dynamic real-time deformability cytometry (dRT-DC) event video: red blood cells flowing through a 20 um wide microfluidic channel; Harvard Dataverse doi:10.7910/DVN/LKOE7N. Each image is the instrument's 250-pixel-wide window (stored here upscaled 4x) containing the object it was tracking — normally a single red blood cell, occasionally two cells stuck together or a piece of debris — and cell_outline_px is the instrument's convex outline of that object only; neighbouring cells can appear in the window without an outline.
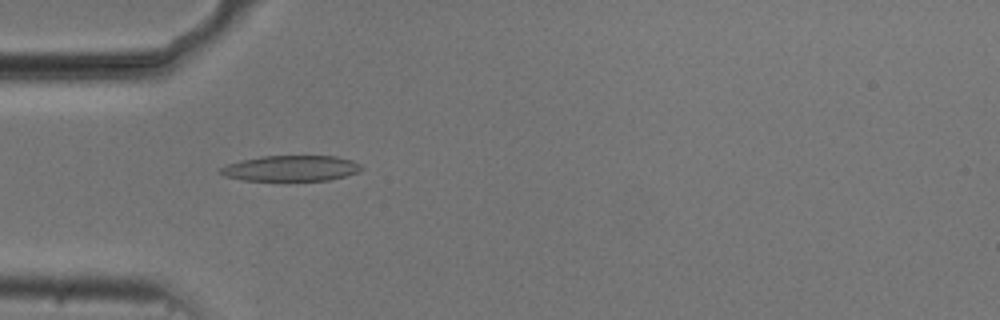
{"species": "common noctule bat (a hibernating species)", "species_latin": "Nyctalus noctula", "temperature_condition": "cold", "stored_images_in_passage": 53, "camera_frame_rate_fps": 3000, "um_per_image_px": 0.085, "animal": {"sex": "male", "body_mass_g": 20.5, "forearm_length_mm": 52.5}, "frame": {"image": 1, "passage_image": 16, "time_ms": 5.0, "image_size_px": [1000, 320], "cell_outline_px": [[364, 168], [356, 172], [344, 176], [328, 180], [244, 180], [224, 176], [216, 172], [220, 168], [228, 164], [240, 160], [260, 156], [336, 156], [352, 160], [360, 164]], "centroid_in_image_um": [24.69, 14.3], "position_along_channel_um": 60.3, "area_um2": 21.04}}
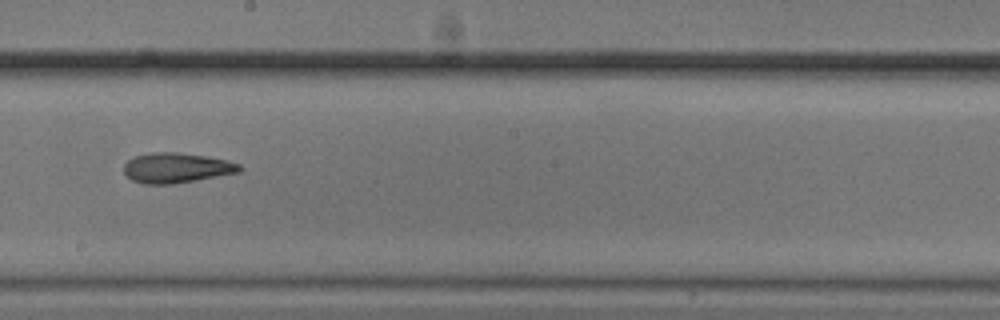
{"frame": {"image": 2, "passage_image": 30, "time_ms": 9.667, "image_size_px": [1000, 320], "cell_outline_px": [[244, 168], [240, 172], [196, 180], [172, 184], [144, 184], [132, 180], [124, 172], [124, 164], [132, 156], [152, 152], [176, 152], [208, 156], [228, 160], [240, 164]], "centroid_in_image_um": [15.01, 14.26], "position_along_channel_um": 233.2, "area_um2": 20.46}}
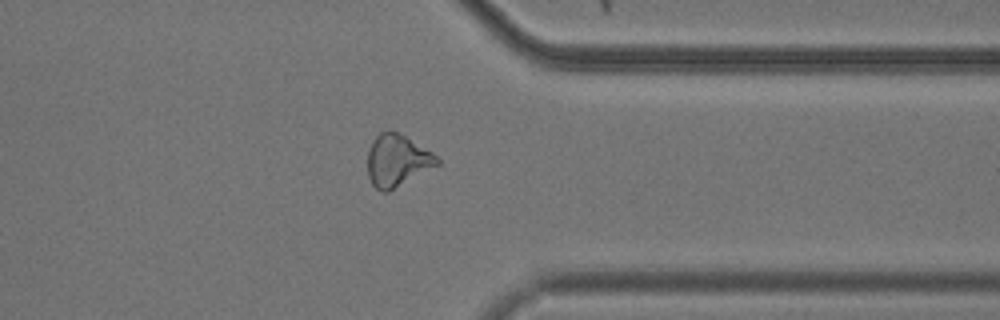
{"frame": {"image": 3, "passage_image": 42, "time_ms": 13.667, "image_size_px": [1000, 320], "cell_outline_px": [[440, 164], [388, 192], [380, 192], [372, 184], [368, 176], [368, 148], [372, 140], [380, 132], [392, 128], [432, 152], [440, 160]], "centroid_in_image_um": [33.74, 13.63], "position_along_channel_um": 377.7, "area_um2": 21.27}, "authors_computed_cell_mechanics": {"area_um2": 21.1548, "velocity_mm_per_s": 3.7349, "shape_relaxation_time_tau1_ms": null, "shape_relaxation_time_tau2_ms": 4.5664, "deformation_change_tau1": null, "deformation_change_tau2": 0.1446}}